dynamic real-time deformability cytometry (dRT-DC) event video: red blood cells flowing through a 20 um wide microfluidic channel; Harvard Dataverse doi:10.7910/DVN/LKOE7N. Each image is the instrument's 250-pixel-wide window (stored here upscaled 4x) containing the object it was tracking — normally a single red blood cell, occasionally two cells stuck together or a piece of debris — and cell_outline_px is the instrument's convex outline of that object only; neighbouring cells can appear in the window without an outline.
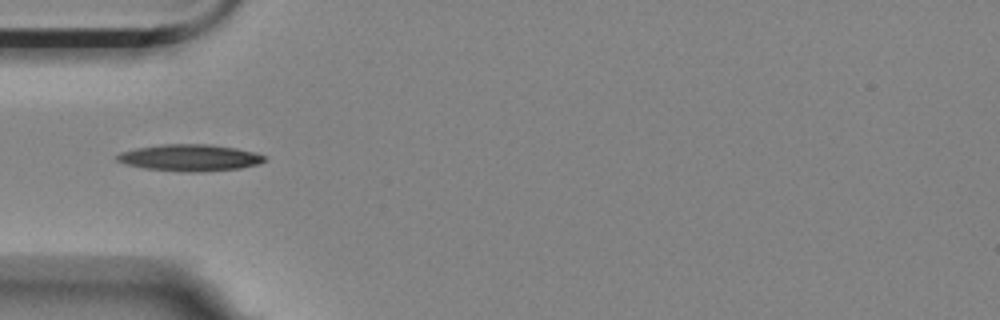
{"species": "Egyptian fruit bat (a non-hibernating species)", "species_latin": "Rousettus aegyptiacus", "temperature_condition": "room temperature", "stored_images_in_passage": 9, "camera_frame_rate_fps": 3000, "um_per_image_px": 0.085, "animal": {"sex": "female"}, "frame": {"image": 1, "passage_image": 4, "time_ms": 1.0, "image_size_px": [1000, 320], "cell_outline_px": [[268, 160], [260, 164], [240, 168], [192, 172], [188, 172], [144, 168], [128, 164], [116, 160], [116, 156], [120, 152], [136, 148], [160, 144], [208, 144], [236, 148], [256, 152], [264, 156]], "centroid_in_image_um": [16.16, 13.39], "position_along_channel_um": 68.8, "area_um2": 22.83}}
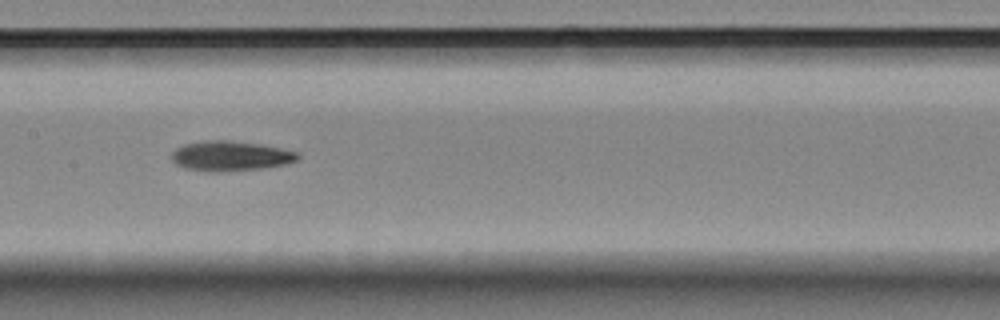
{"frame": {"image": 2, "passage_image": 7, "time_ms": 2.0, "image_size_px": [1000, 320], "cell_outline_px": [[300, 156], [296, 160], [288, 164], [260, 168], [216, 172], [212, 172], [184, 168], [176, 164], [172, 160], [172, 152], [176, 148], [184, 144], [204, 140], [228, 140], [260, 144], [280, 148], [296, 152]], "centroid_in_image_um": [19.56, 13.25], "position_along_channel_um": 187.8, "area_um2": 21.91}}
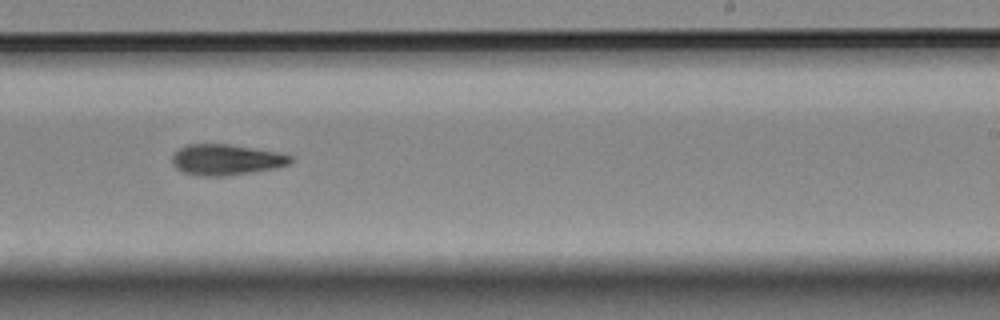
{"frame": {"image": 3, "passage_image": 9, "time_ms": 2.667, "image_size_px": [1000, 320], "cell_outline_px": [[292, 160], [288, 164], [272, 168], [224, 176], [200, 176], [184, 172], [176, 168], [172, 164], [172, 156], [180, 148], [188, 144], [228, 144], [280, 152], [292, 156]], "centroid_in_image_um": [19.2, 13.56], "position_along_channel_um": 269.8, "area_um2": 20.98}}